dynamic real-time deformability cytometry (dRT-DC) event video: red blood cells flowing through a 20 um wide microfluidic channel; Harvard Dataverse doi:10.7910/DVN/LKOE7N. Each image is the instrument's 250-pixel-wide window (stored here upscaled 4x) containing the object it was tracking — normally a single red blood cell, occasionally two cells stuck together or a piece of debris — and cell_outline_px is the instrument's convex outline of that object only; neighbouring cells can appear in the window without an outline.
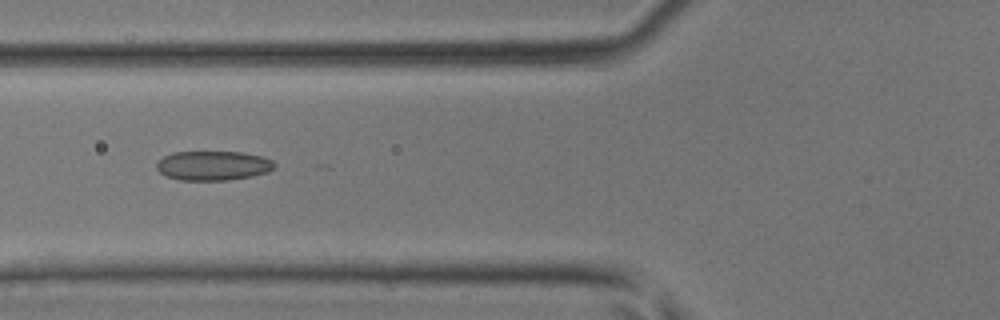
{"species": "common noctule bat (a hibernating species)", "species_latin": "Nyctalus noctula", "temperature_condition": "room temperature", "stored_images_in_passage": 32, "camera_frame_rate_fps": 3000, "um_per_image_px": 0.085, "animal": {"sex": "male", "body_mass_g": 17.9, "forearm_length_mm": 54.2}, "frame": {"image": 1, "passage_image": 5, "time_ms": 1.333, "image_size_px": [1000, 320], "cell_outline_px": [[276, 168], [268, 172], [252, 176], [228, 180], [180, 180], [168, 176], [160, 172], [156, 168], [156, 164], [164, 156], [172, 152], [244, 152], [260, 156], [272, 160], [276, 164]], "centroid_in_image_um": [18.15, 14.07], "position_along_channel_um": 107.7, "area_um2": 20.23}}
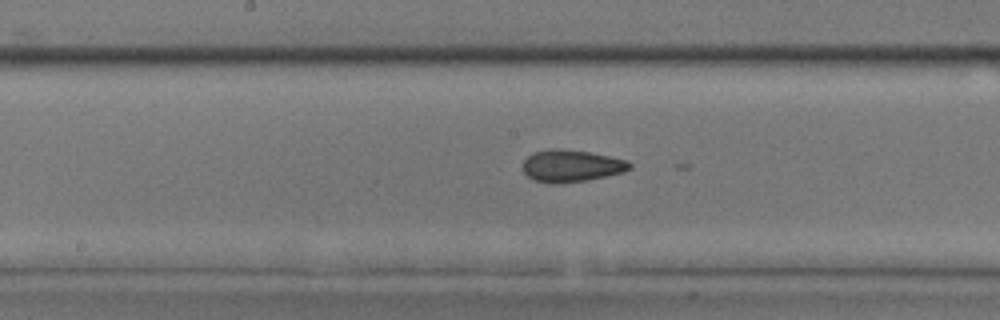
{"frame": {"image": 2, "passage_image": 11, "time_ms": 3.333, "image_size_px": [1000, 320], "cell_outline_px": [[632, 168], [624, 172], [588, 180], [560, 184], [548, 184], [532, 180], [524, 172], [524, 160], [532, 152], [552, 148], [560, 148], [588, 152], [628, 160], [632, 164]], "centroid_in_image_um": [48.56, 14.11], "position_along_channel_um": 199.6, "area_um2": 20.23}}
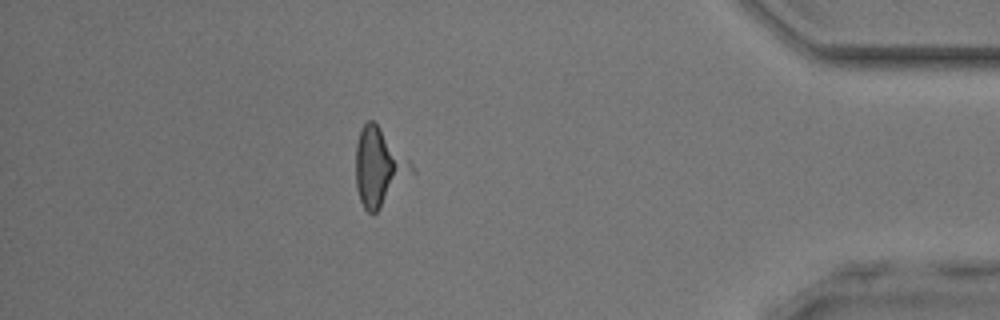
{"frame": {"image": 3, "passage_image": 27, "time_ms": 8.667, "image_size_px": [1000, 320], "cell_outline_px": [[416, 172], [376, 212], [368, 212], [364, 208], [360, 200], [356, 184], [356, 144], [360, 128], [368, 120], [372, 120], [380, 128], [412, 164]], "centroid_in_image_um": [32.22, 14.22], "position_along_channel_um": 403.0, "area_um2": 24.91}}